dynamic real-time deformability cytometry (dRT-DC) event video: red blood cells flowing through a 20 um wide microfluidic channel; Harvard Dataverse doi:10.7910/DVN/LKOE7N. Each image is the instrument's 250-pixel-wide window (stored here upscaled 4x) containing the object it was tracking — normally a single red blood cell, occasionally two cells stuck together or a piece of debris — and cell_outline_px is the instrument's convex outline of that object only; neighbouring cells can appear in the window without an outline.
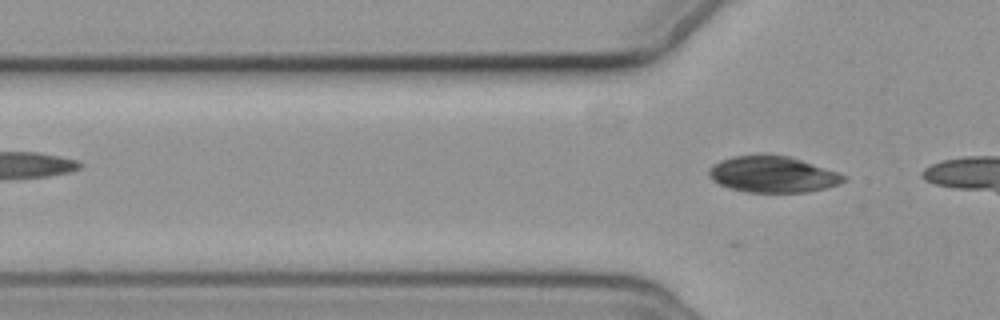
{"species": "common noctule bat (a hibernating species)", "species_latin": "Nyctalus noctula", "temperature_condition": "cold", "stored_images_in_passage": 5, "camera_frame_rate_fps": 3000, "um_per_image_px": 0.085, "animal": {"sex": "female", "body_mass_g": 19.3, "forearm_length_mm": 54.1}, "frame": {"image": 1, "passage_image": 5, "time_ms": 6.333, "image_size_px": [1000, 320], "cell_outline_px": [[848, 176], [840, 184], [808, 192], [744, 192], [728, 188], [712, 180], [708, 176], [708, 172], [720, 160], [732, 156], [788, 156]], "centroid_in_image_um": [65.67, 14.85], "position_along_channel_um": 60.1, "area_um2": 27.86}}